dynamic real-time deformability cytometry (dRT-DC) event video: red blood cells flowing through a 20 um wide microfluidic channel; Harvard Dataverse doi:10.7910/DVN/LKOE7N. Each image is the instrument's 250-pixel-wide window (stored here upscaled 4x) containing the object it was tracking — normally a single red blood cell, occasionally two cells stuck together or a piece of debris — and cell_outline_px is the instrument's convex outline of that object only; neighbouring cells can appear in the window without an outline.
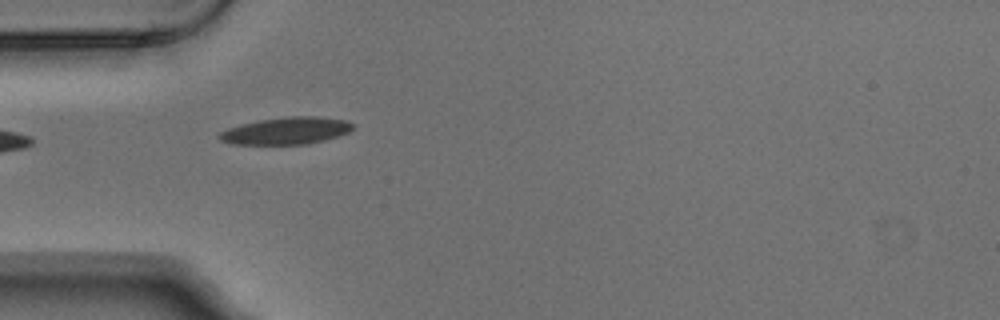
{"species": "Egyptian fruit bat (a non-hibernating species)", "species_latin": "Rousettus aegyptiacus", "temperature_condition": "warm", "stored_images_in_passage": 7, "segment_of_instrument_passage": [2, 2], "camera_frame_rate_fps": 3000, "um_per_image_px": 0.085, "animal": {"sex": "male"}, "frame": {"image": 1, "passage_image": 5, "time_ms": 1.333, "image_size_px": [1000, 320], "cell_outline_px": [[352, 128], [348, 132], [324, 140], [308, 144], [232, 144], [220, 140], [216, 136], [220, 132], [228, 128], [260, 120], [288, 116], [316, 116], [344, 120], [352, 124]], "centroid_in_image_um": [24.29, 11.12], "position_along_channel_um": 60.7, "area_um2": 20.81}}
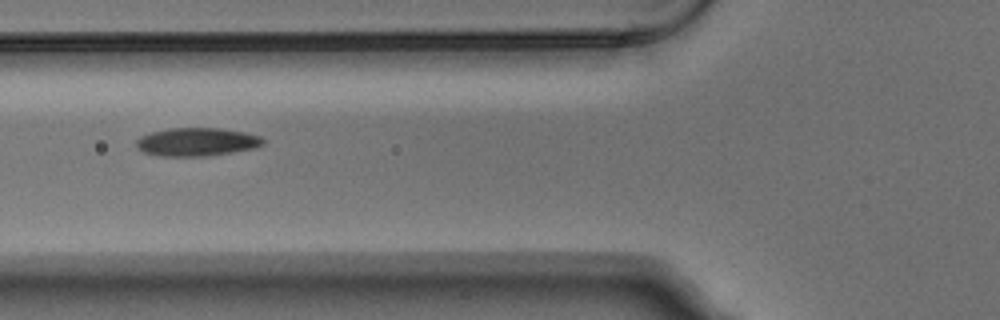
{"frame": {"image": 2, "passage_image": 6, "time_ms": 1.667, "image_size_px": [1000, 320], "cell_outline_px": [[264, 144], [256, 148], [208, 156], [160, 156], [144, 152], [136, 148], [136, 140], [140, 136], [152, 132], [168, 128], [220, 128], [244, 132], [260, 136], [264, 140]], "centroid_in_image_um": [16.72, 12.06], "position_along_channel_um": 109.1, "area_um2": 20.98}}
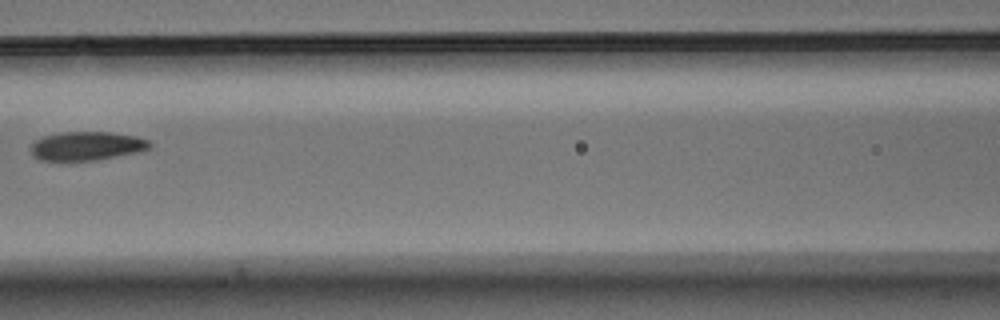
{"frame": {"image": 3, "passage_image": 7, "time_ms": 2.0, "image_size_px": [1000, 320], "cell_outline_px": [[152, 144], [148, 148], [136, 152], [96, 160], [40, 160], [32, 152], [32, 144], [36, 140], [44, 136], [60, 132], [108, 132], [136, 136], [148, 140]], "centroid_in_image_um": [7.38, 12.39], "position_along_channel_um": 159.2, "area_um2": 19.54}}